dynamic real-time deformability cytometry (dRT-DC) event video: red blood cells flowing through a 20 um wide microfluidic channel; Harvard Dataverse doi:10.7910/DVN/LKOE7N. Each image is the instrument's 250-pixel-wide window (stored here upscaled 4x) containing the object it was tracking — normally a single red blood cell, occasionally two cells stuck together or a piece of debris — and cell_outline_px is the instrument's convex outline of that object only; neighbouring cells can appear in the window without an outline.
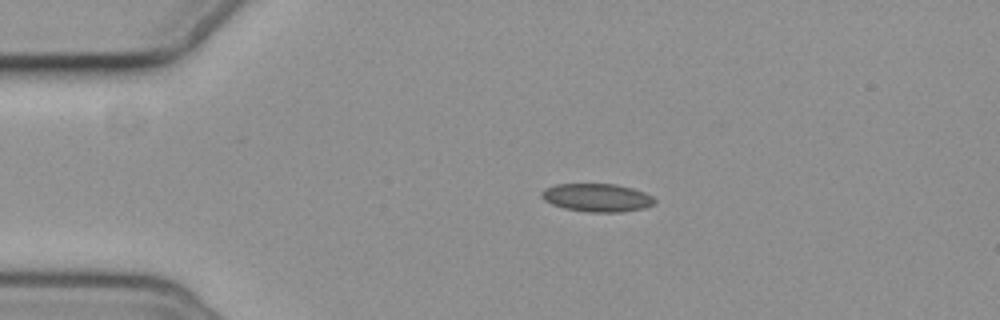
{"species": "common noctule bat (a hibernating species)", "species_latin": "Nyctalus noctula", "temperature_condition": "cold", "stored_images_in_passage": 5, "camera_frame_rate_fps": 3000, "um_per_image_px": 0.085, "animal": {"sex": "female", "body_mass_g": 19.3, "forearm_length_mm": 54.1}, "frame": {"image": 1, "passage_image": 3, "time_ms": 2.333, "image_size_px": [1000, 320], "cell_outline_px": [[656, 204], [644, 208], [620, 212], [588, 212], [564, 208], [552, 204], [544, 200], [540, 192], [544, 188], [556, 184], [616, 184], [632, 188], [644, 192], [652, 196], [656, 200]], "centroid_in_image_um": [50.75, 16.8], "position_along_channel_um": 34.2, "area_um2": 18.61}}